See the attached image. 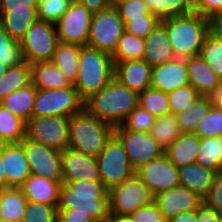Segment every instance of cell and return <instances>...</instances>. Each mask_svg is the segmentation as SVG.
I'll list each match as a JSON object with an SVG mask.
<instances>
[{
	"label": "cell",
	"mask_w": 222,
	"mask_h": 222,
	"mask_svg": "<svg viewBox=\"0 0 222 222\" xmlns=\"http://www.w3.org/2000/svg\"><path fill=\"white\" fill-rule=\"evenodd\" d=\"M109 190L101 181L78 180L60 187L57 209H74L89 214L94 221L109 217Z\"/></svg>",
	"instance_id": "6da1fadb"
},
{
	"label": "cell",
	"mask_w": 222,
	"mask_h": 222,
	"mask_svg": "<svg viewBox=\"0 0 222 222\" xmlns=\"http://www.w3.org/2000/svg\"><path fill=\"white\" fill-rule=\"evenodd\" d=\"M138 100L139 94L113 78L84 102V108L100 121L116 127L138 106Z\"/></svg>",
	"instance_id": "7a4b0ae2"
},
{
	"label": "cell",
	"mask_w": 222,
	"mask_h": 222,
	"mask_svg": "<svg viewBox=\"0 0 222 222\" xmlns=\"http://www.w3.org/2000/svg\"><path fill=\"white\" fill-rule=\"evenodd\" d=\"M167 28L169 41L176 58L187 59L200 55L208 35V19L197 12L161 20Z\"/></svg>",
	"instance_id": "3957f363"
},
{
	"label": "cell",
	"mask_w": 222,
	"mask_h": 222,
	"mask_svg": "<svg viewBox=\"0 0 222 222\" xmlns=\"http://www.w3.org/2000/svg\"><path fill=\"white\" fill-rule=\"evenodd\" d=\"M114 78V62L110 54L89 46H82L78 76L74 88L85 102Z\"/></svg>",
	"instance_id": "277c9868"
},
{
	"label": "cell",
	"mask_w": 222,
	"mask_h": 222,
	"mask_svg": "<svg viewBox=\"0 0 222 222\" xmlns=\"http://www.w3.org/2000/svg\"><path fill=\"white\" fill-rule=\"evenodd\" d=\"M113 134L112 125L100 121L83 108L70 117L68 147L97 158Z\"/></svg>",
	"instance_id": "5b68a950"
},
{
	"label": "cell",
	"mask_w": 222,
	"mask_h": 222,
	"mask_svg": "<svg viewBox=\"0 0 222 222\" xmlns=\"http://www.w3.org/2000/svg\"><path fill=\"white\" fill-rule=\"evenodd\" d=\"M96 159L101 182L108 190L135 175L136 170L132 167L122 143L114 134Z\"/></svg>",
	"instance_id": "8992f818"
},
{
	"label": "cell",
	"mask_w": 222,
	"mask_h": 222,
	"mask_svg": "<svg viewBox=\"0 0 222 222\" xmlns=\"http://www.w3.org/2000/svg\"><path fill=\"white\" fill-rule=\"evenodd\" d=\"M124 32L125 23L112 5L92 14L87 46L112 55Z\"/></svg>",
	"instance_id": "52a82bcc"
},
{
	"label": "cell",
	"mask_w": 222,
	"mask_h": 222,
	"mask_svg": "<svg viewBox=\"0 0 222 222\" xmlns=\"http://www.w3.org/2000/svg\"><path fill=\"white\" fill-rule=\"evenodd\" d=\"M20 43L25 61L29 64L51 62L59 43L55 24L38 19Z\"/></svg>",
	"instance_id": "ba28073f"
},
{
	"label": "cell",
	"mask_w": 222,
	"mask_h": 222,
	"mask_svg": "<svg viewBox=\"0 0 222 222\" xmlns=\"http://www.w3.org/2000/svg\"><path fill=\"white\" fill-rule=\"evenodd\" d=\"M84 108L74 86L64 89H37L32 116L71 117Z\"/></svg>",
	"instance_id": "9c48e42d"
},
{
	"label": "cell",
	"mask_w": 222,
	"mask_h": 222,
	"mask_svg": "<svg viewBox=\"0 0 222 222\" xmlns=\"http://www.w3.org/2000/svg\"><path fill=\"white\" fill-rule=\"evenodd\" d=\"M154 199L151 190L135 174L109 190V215H129Z\"/></svg>",
	"instance_id": "30bf717a"
},
{
	"label": "cell",
	"mask_w": 222,
	"mask_h": 222,
	"mask_svg": "<svg viewBox=\"0 0 222 222\" xmlns=\"http://www.w3.org/2000/svg\"><path fill=\"white\" fill-rule=\"evenodd\" d=\"M69 120L65 116H32L26 123L25 138L62 152L69 144Z\"/></svg>",
	"instance_id": "8fae6325"
},
{
	"label": "cell",
	"mask_w": 222,
	"mask_h": 222,
	"mask_svg": "<svg viewBox=\"0 0 222 222\" xmlns=\"http://www.w3.org/2000/svg\"><path fill=\"white\" fill-rule=\"evenodd\" d=\"M92 12L78 0L55 23L59 42L87 46Z\"/></svg>",
	"instance_id": "7c38bea8"
},
{
	"label": "cell",
	"mask_w": 222,
	"mask_h": 222,
	"mask_svg": "<svg viewBox=\"0 0 222 222\" xmlns=\"http://www.w3.org/2000/svg\"><path fill=\"white\" fill-rule=\"evenodd\" d=\"M114 135L122 143L135 170L164 154V149L149 132L132 131L119 125L114 127Z\"/></svg>",
	"instance_id": "4fadbf2b"
},
{
	"label": "cell",
	"mask_w": 222,
	"mask_h": 222,
	"mask_svg": "<svg viewBox=\"0 0 222 222\" xmlns=\"http://www.w3.org/2000/svg\"><path fill=\"white\" fill-rule=\"evenodd\" d=\"M20 144L26 153L31 174L44 176L46 179L57 183H64L61 151L46 147L27 138H24Z\"/></svg>",
	"instance_id": "5bb4252c"
},
{
	"label": "cell",
	"mask_w": 222,
	"mask_h": 222,
	"mask_svg": "<svg viewBox=\"0 0 222 222\" xmlns=\"http://www.w3.org/2000/svg\"><path fill=\"white\" fill-rule=\"evenodd\" d=\"M135 174L151 190L154 196L162 191L180 186L179 169L165 153L159 158L140 166Z\"/></svg>",
	"instance_id": "9a60e30c"
},
{
	"label": "cell",
	"mask_w": 222,
	"mask_h": 222,
	"mask_svg": "<svg viewBox=\"0 0 222 222\" xmlns=\"http://www.w3.org/2000/svg\"><path fill=\"white\" fill-rule=\"evenodd\" d=\"M154 201L157 203L165 221H169L181 212L195 211L204 202L198 195L182 186L160 192L155 196Z\"/></svg>",
	"instance_id": "2e32d148"
},
{
	"label": "cell",
	"mask_w": 222,
	"mask_h": 222,
	"mask_svg": "<svg viewBox=\"0 0 222 222\" xmlns=\"http://www.w3.org/2000/svg\"><path fill=\"white\" fill-rule=\"evenodd\" d=\"M61 167L64 184L69 181H101L95 157L66 148L61 152Z\"/></svg>",
	"instance_id": "e0dca14e"
},
{
	"label": "cell",
	"mask_w": 222,
	"mask_h": 222,
	"mask_svg": "<svg viewBox=\"0 0 222 222\" xmlns=\"http://www.w3.org/2000/svg\"><path fill=\"white\" fill-rule=\"evenodd\" d=\"M190 85L186 59L175 58L152 67L151 87L170 93L175 89Z\"/></svg>",
	"instance_id": "ac0fdd59"
},
{
	"label": "cell",
	"mask_w": 222,
	"mask_h": 222,
	"mask_svg": "<svg viewBox=\"0 0 222 222\" xmlns=\"http://www.w3.org/2000/svg\"><path fill=\"white\" fill-rule=\"evenodd\" d=\"M2 163L7 188H20L31 175L26 153L20 143L2 144Z\"/></svg>",
	"instance_id": "d6986e66"
},
{
	"label": "cell",
	"mask_w": 222,
	"mask_h": 222,
	"mask_svg": "<svg viewBox=\"0 0 222 222\" xmlns=\"http://www.w3.org/2000/svg\"><path fill=\"white\" fill-rule=\"evenodd\" d=\"M152 67L144 60L114 62V78L137 94L151 87Z\"/></svg>",
	"instance_id": "ffe728a7"
},
{
	"label": "cell",
	"mask_w": 222,
	"mask_h": 222,
	"mask_svg": "<svg viewBox=\"0 0 222 222\" xmlns=\"http://www.w3.org/2000/svg\"><path fill=\"white\" fill-rule=\"evenodd\" d=\"M145 51L143 60L151 67L161 65L175 59L167 28L160 22L144 39Z\"/></svg>",
	"instance_id": "44dd1931"
},
{
	"label": "cell",
	"mask_w": 222,
	"mask_h": 222,
	"mask_svg": "<svg viewBox=\"0 0 222 222\" xmlns=\"http://www.w3.org/2000/svg\"><path fill=\"white\" fill-rule=\"evenodd\" d=\"M179 169V184L188 188L203 200L213 186L217 171L193 163Z\"/></svg>",
	"instance_id": "7402d4cb"
},
{
	"label": "cell",
	"mask_w": 222,
	"mask_h": 222,
	"mask_svg": "<svg viewBox=\"0 0 222 222\" xmlns=\"http://www.w3.org/2000/svg\"><path fill=\"white\" fill-rule=\"evenodd\" d=\"M62 184L31 174L20 188L30 202L57 206Z\"/></svg>",
	"instance_id": "603a6c76"
},
{
	"label": "cell",
	"mask_w": 222,
	"mask_h": 222,
	"mask_svg": "<svg viewBox=\"0 0 222 222\" xmlns=\"http://www.w3.org/2000/svg\"><path fill=\"white\" fill-rule=\"evenodd\" d=\"M190 85L199 95L207 96L222 80L213 72L201 55L186 59Z\"/></svg>",
	"instance_id": "cb8c5ba5"
},
{
	"label": "cell",
	"mask_w": 222,
	"mask_h": 222,
	"mask_svg": "<svg viewBox=\"0 0 222 222\" xmlns=\"http://www.w3.org/2000/svg\"><path fill=\"white\" fill-rule=\"evenodd\" d=\"M30 67L31 83L36 89H64L73 86L52 61L33 63Z\"/></svg>",
	"instance_id": "d4e9b609"
},
{
	"label": "cell",
	"mask_w": 222,
	"mask_h": 222,
	"mask_svg": "<svg viewBox=\"0 0 222 222\" xmlns=\"http://www.w3.org/2000/svg\"><path fill=\"white\" fill-rule=\"evenodd\" d=\"M199 147L200 137L196 133H182L164 153L177 168H181L195 163Z\"/></svg>",
	"instance_id": "484cf974"
},
{
	"label": "cell",
	"mask_w": 222,
	"mask_h": 222,
	"mask_svg": "<svg viewBox=\"0 0 222 222\" xmlns=\"http://www.w3.org/2000/svg\"><path fill=\"white\" fill-rule=\"evenodd\" d=\"M37 9L38 7H28V10L0 12V24L14 40L21 41L27 30L38 20Z\"/></svg>",
	"instance_id": "4316f807"
},
{
	"label": "cell",
	"mask_w": 222,
	"mask_h": 222,
	"mask_svg": "<svg viewBox=\"0 0 222 222\" xmlns=\"http://www.w3.org/2000/svg\"><path fill=\"white\" fill-rule=\"evenodd\" d=\"M28 200L21 188L8 187L0 191V219L21 222Z\"/></svg>",
	"instance_id": "83f0119b"
},
{
	"label": "cell",
	"mask_w": 222,
	"mask_h": 222,
	"mask_svg": "<svg viewBox=\"0 0 222 222\" xmlns=\"http://www.w3.org/2000/svg\"><path fill=\"white\" fill-rule=\"evenodd\" d=\"M36 91L30 83L2 99L0 105L27 123L32 117Z\"/></svg>",
	"instance_id": "f1b7e54d"
},
{
	"label": "cell",
	"mask_w": 222,
	"mask_h": 222,
	"mask_svg": "<svg viewBox=\"0 0 222 222\" xmlns=\"http://www.w3.org/2000/svg\"><path fill=\"white\" fill-rule=\"evenodd\" d=\"M81 47L76 44L59 42L52 60L72 85L75 84L78 76Z\"/></svg>",
	"instance_id": "f546056e"
},
{
	"label": "cell",
	"mask_w": 222,
	"mask_h": 222,
	"mask_svg": "<svg viewBox=\"0 0 222 222\" xmlns=\"http://www.w3.org/2000/svg\"><path fill=\"white\" fill-rule=\"evenodd\" d=\"M211 108L208 96L199 95L186 110L176 115L181 132L195 133L198 123L209 113Z\"/></svg>",
	"instance_id": "4dcf8cb0"
},
{
	"label": "cell",
	"mask_w": 222,
	"mask_h": 222,
	"mask_svg": "<svg viewBox=\"0 0 222 222\" xmlns=\"http://www.w3.org/2000/svg\"><path fill=\"white\" fill-rule=\"evenodd\" d=\"M31 83V67L25 61L19 65L8 67L6 73L0 79V101L12 92L21 89Z\"/></svg>",
	"instance_id": "1f68e13d"
},
{
	"label": "cell",
	"mask_w": 222,
	"mask_h": 222,
	"mask_svg": "<svg viewBox=\"0 0 222 222\" xmlns=\"http://www.w3.org/2000/svg\"><path fill=\"white\" fill-rule=\"evenodd\" d=\"M149 133L164 150L182 134L177 116L173 113L156 117L155 123Z\"/></svg>",
	"instance_id": "d6a6232c"
},
{
	"label": "cell",
	"mask_w": 222,
	"mask_h": 222,
	"mask_svg": "<svg viewBox=\"0 0 222 222\" xmlns=\"http://www.w3.org/2000/svg\"><path fill=\"white\" fill-rule=\"evenodd\" d=\"M26 137V122L0 105V144L20 143Z\"/></svg>",
	"instance_id": "836d02e7"
},
{
	"label": "cell",
	"mask_w": 222,
	"mask_h": 222,
	"mask_svg": "<svg viewBox=\"0 0 222 222\" xmlns=\"http://www.w3.org/2000/svg\"><path fill=\"white\" fill-rule=\"evenodd\" d=\"M195 163L217 172L222 170V137L200 138Z\"/></svg>",
	"instance_id": "e575fe53"
},
{
	"label": "cell",
	"mask_w": 222,
	"mask_h": 222,
	"mask_svg": "<svg viewBox=\"0 0 222 222\" xmlns=\"http://www.w3.org/2000/svg\"><path fill=\"white\" fill-rule=\"evenodd\" d=\"M150 12L160 20L194 13V0H144Z\"/></svg>",
	"instance_id": "d590c367"
},
{
	"label": "cell",
	"mask_w": 222,
	"mask_h": 222,
	"mask_svg": "<svg viewBox=\"0 0 222 222\" xmlns=\"http://www.w3.org/2000/svg\"><path fill=\"white\" fill-rule=\"evenodd\" d=\"M144 51V39L125 31L118 40L116 49L111 57L113 59V62L143 60Z\"/></svg>",
	"instance_id": "8d00e7d4"
},
{
	"label": "cell",
	"mask_w": 222,
	"mask_h": 222,
	"mask_svg": "<svg viewBox=\"0 0 222 222\" xmlns=\"http://www.w3.org/2000/svg\"><path fill=\"white\" fill-rule=\"evenodd\" d=\"M138 105L156 117L170 113L168 93L152 87L139 94Z\"/></svg>",
	"instance_id": "74e56055"
},
{
	"label": "cell",
	"mask_w": 222,
	"mask_h": 222,
	"mask_svg": "<svg viewBox=\"0 0 222 222\" xmlns=\"http://www.w3.org/2000/svg\"><path fill=\"white\" fill-rule=\"evenodd\" d=\"M0 62L7 67L25 62L20 41L14 40L0 24Z\"/></svg>",
	"instance_id": "f35d334b"
},
{
	"label": "cell",
	"mask_w": 222,
	"mask_h": 222,
	"mask_svg": "<svg viewBox=\"0 0 222 222\" xmlns=\"http://www.w3.org/2000/svg\"><path fill=\"white\" fill-rule=\"evenodd\" d=\"M200 55L208 63L213 72L222 80V42L208 34L202 45Z\"/></svg>",
	"instance_id": "ab89813d"
},
{
	"label": "cell",
	"mask_w": 222,
	"mask_h": 222,
	"mask_svg": "<svg viewBox=\"0 0 222 222\" xmlns=\"http://www.w3.org/2000/svg\"><path fill=\"white\" fill-rule=\"evenodd\" d=\"M198 97L199 94L192 85H185L175 89L168 93L170 113L177 115L186 110Z\"/></svg>",
	"instance_id": "60d3db41"
},
{
	"label": "cell",
	"mask_w": 222,
	"mask_h": 222,
	"mask_svg": "<svg viewBox=\"0 0 222 222\" xmlns=\"http://www.w3.org/2000/svg\"><path fill=\"white\" fill-rule=\"evenodd\" d=\"M195 133L200 138L222 137V111L212 106L209 113L198 123Z\"/></svg>",
	"instance_id": "b9f144b4"
},
{
	"label": "cell",
	"mask_w": 222,
	"mask_h": 222,
	"mask_svg": "<svg viewBox=\"0 0 222 222\" xmlns=\"http://www.w3.org/2000/svg\"><path fill=\"white\" fill-rule=\"evenodd\" d=\"M155 119L156 116L138 105L129 113L121 126L132 131L149 132L155 123Z\"/></svg>",
	"instance_id": "7bdbcfd3"
},
{
	"label": "cell",
	"mask_w": 222,
	"mask_h": 222,
	"mask_svg": "<svg viewBox=\"0 0 222 222\" xmlns=\"http://www.w3.org/2000/svg\"><path fill=\"white\" fill-rule=\"evenodd\" d=\"M73 0H39L38 19L56 23L60 17L68 10Z\"/></svg>",
	"instance_id": "ee69618b"
},
{
	"label": "cell",
	"mask_w": 222,
	"mask_h": 222,
	"mask_svg": "<svg viewBox=\"0 0 222 222\" xmlns=\"http://www.w3.org/2000/svg\"><path fill=\"white\" fill-rule=\"evenodd\" d=\"M56 216H58V209L56 205L28 201L26 211L21 222H52Z\"/></svg>",
	"instance_id": "f6af8a7d"
},
{
	"label": "cell",
	"mask_w": 222,
	"mask_h": 222,
	"mask_svg": "<svg viewBox=\"0 0 222 222\" xmlns=\"http://www.w3.org/2000/svg\"><path fill=\"white\" fill-rule=\"evenodd\" d=\"M161 22L155 15H144L142 18L131 19L125 24V31L145 39Z\"/></svg>",
	"instance_id": "bcb514c9"
},
{
	"label": "cell",
	"mask_w": 222,
	"mask_h": 222,
	"mask_svg": "<svg viewBox=\"0 0 222 222\" xmlns=\"http://www.w3.org/2000/svg\"><path fill=\"white\" fill-rule=\"evenodd\" d=\"M126 24L131 19L142 18L144 15H153L144 0H126L114 5Z\"/></svg>",
	"instance_id": "7dc6e473"
},
{
	"label": "cell",
	"mask_w": 222,
	"mask_h": 222,
	"mask_svg": "<svg viewBox=\"0 0 222 222\" xmlns=\"http://www.w3.org/2000/svg\"><path fill=\"white\" fill-rule=\"evenodd\" d=\"M134 222H165L155 201L128 215Z\"/></svg>",
	"instance_id": "c3c4849f"
},
{
	"label": "cell",
	"mask_w": 222,
	"mask_h": 222,
	"mask_svg": "<svg viewBox=\"0 0 222 222\" xmlns=\"http://www.w3.org/2000/svg\"><path fill=\"white\" fill-rule=\"evenodd\" d=\"M204 203L217 214H222V170L217 172L213 186L204 199Z\"/></svg>",
	"instance_id": "681fc988"
},
{
	"label": "cell",
	"mask_w": 222,
	"mask_h": 222,
	"mask_svg": "<svg viewBox=\"0 0 222 222\" xmlns=\"http://www.w3.org/2000/svg\"><path fill=\"white\" fill-rule=\"evenodd\" d=\"M194 9L198 14L208 18L222 13V0H194Z\"/></svg>",
	"instance_id": "f907efd6"
},
{
	"label": "cell",
	"mask_w": 222,
	"mask_h": 222,
	"mask_svg": "<svg viewBox=\"0 0 222 222\" xmlns=\"http://www.w3.org/2000/svg\"><path fill=\"white\" fill-rule=\"evenodd\" d=\"M39 0H0V12L12 10H28V7H38Z\"/></svg>",
	"instance_id": "816d5d0a"
},
{
	"label": "cell",
	"mask_w": 222,
	"mask_h": 222,
	"mask_svg": "<svg viewBox=\"0 0 222 222\" xmlns=\"http://www.w3.org/2000/svg\"><path fill=\"white\" fill-rule=\"evenodd\" d=\"M58 216L63 222H94L89 214L74 212V209H58Z\"/></svg>",
	"instance_id": "f5cc1de1"
},
{
	"label": "cell",
	"mask_w": 222,
	"mask_h": 222,
	"mask_svg": "<svg viewBox=\"0 0 222 222\" xmlns=\"http://www.w3.org/2000/svg\"><path fill=\"white\" fill-rule=\"evenodd\" d=\"M208 34L222 42V13H217L208 18Z\"/></svg>",
	"instance_id": "db71d44e"
},
{
	"label": "cell",
	"mask_w": 222,
	"mask_h": 222,
	"mask_svg": "<svg viewBox=\"0 0 222 222\" xmlns=\"http://www.w3.org/2000/svg\"><path fill=\"white\" fill-rule=\"evenodd\" d=\"M90 12L96 13L112 6V0H78Z\"/></svg>",
	"instance_id": "11a10c76"
},
{
	"label": "cell",
	"mask_w": 222,
	"mask_h": 222,
	"mask_svg": "<svg viewBox=\"0 0 222 222\" xmlns=\"http://www.w3.org/2000/svg\"><path fill=\"white\" fill-rule=\"evenodd\" d=\"M217 213L204 202L197 209V220L198 222H217Z\"/></svg>",
	"instance_id": "9f6ffc18"
},
{
	"label": "cell",
	"mask_w": 222,
	"mask_h": 222,
	"mask_svg": "<svg viewBox=\"0 0 222 222\" xmlns=\"http://www.w3.org/2000/svg\"><path fill=\"white\" fill-rule=\"evenodd\" d=\"M207 96L211 105L222 111V83L214 88Z\"/></svg>",
	"instance_id": "6f0895ef"
},
{
	"label": "cell",
	"mask_w": 222,
	"mask_h": 222,
	"mask_svg": "<svg viewBox=\"0 0 222 222\" xmlns=\"http://www.w3.org/2000/svg\"><path fill=\"white\" fill-rule=\"evenodd\" d=\"M168 222H198L197 210L181 212L177 216L171 218Z\"/></svg>",
	"instance_id": "680465c9"
},
{
	"label": "cell",
	"mask_w": 222,
	"mask_h": 222,
	"mask_svg": "<svg viewBox=\"0 0 222 222\" xmlns=\"http://www.w3.org/2000/svg\"><path fill=\"white\" fill-rule=\"evenodd\" d=\"M5 188H7V181L2 163V144H0V191Z\"/></svg>",
	"instance_id": "91938a15"
},
{
	"label": "cell",
	"mask_w": 222,
	"mask_h": 222,
	"mask_svg": "<svg viewBox=\"0 0 222 222\" xmlns=\"http://www.w3.org/2000/svg\"><path fill=\"white\" fill-rule=\"evenodd\" d=\"M111 222H134L128 215H109Z\"/></svg>",
	"instance_id": "94428289"
},
{
	"label": "cell",
	"mask_w": 222,
	"mask_h": 222,
	"mask_svg": "<svg viewBox=\"0 0 222 222\" xmlns=\"http://www.w3.org/2000/svg\"><path fill=\"white\" fill-rule=\"evenodd\" d=\"M7 69H8V67L6 65L2 64V62H0V79L6 73Z\"/></svg>",
	"instance_id": "6125c7cd"
},
{
	"label": "cell",
	"mask_w": 222,
	"mask_h": 222,
	"mask_svg": "<svg viewBox=\"0 0 222 222\" xmlns=\"http://www.w3.org/2000/svg\"><path fill=\"white\" fill-rule=\"evenodd\" d=\"M94 222H111V218L110 216L104 220H100V221H94Z\"/></svg>",
	"instance_id": "be15d7a7"
},
{
	"label": "cell",
	"mask_w": 222,
	"mask_h": 222,
	"mask_svg": "<svg viewBox=\"0 0 222 222\" xmlns=\"http://www.w3.org/2000/svg\"><path fill=\"white\" fill-rule=\"evenodd\" d=\"M123 1H126V0H112V5H115L116 3L123 2Z\"/></svg>",
	"instance_id": "e7e4bbea"
},
{
	"label": "cell",
	"mask_w": 222,
	"mask_h": 222,
	"mask_svg": "<svg viewBox=\"0 0 222 222\" xmlns=\"http://www.w3.org/2000/svg\"><path fill=\"white\" fill-rule=\"evenodd\" d=\"M217 222H222V214L217 215Z\"/></svg>",
	"instance_id": "03108f58"
},
{
	"label": "cell",
	"mask_w": 222,
	"mask_h": 222,
	"mask_svg": "<svg viewBox=\"0 0 222 222\" xmlns=\"http://www.w3.org/2000/svg\"><path fill=\"white\" fill-rule=\"evenodd\" d=\"M52 222H63L59 216H56V218Z\"/></svg>",
	"instance_id": "003e7915"
}]
</instances>
